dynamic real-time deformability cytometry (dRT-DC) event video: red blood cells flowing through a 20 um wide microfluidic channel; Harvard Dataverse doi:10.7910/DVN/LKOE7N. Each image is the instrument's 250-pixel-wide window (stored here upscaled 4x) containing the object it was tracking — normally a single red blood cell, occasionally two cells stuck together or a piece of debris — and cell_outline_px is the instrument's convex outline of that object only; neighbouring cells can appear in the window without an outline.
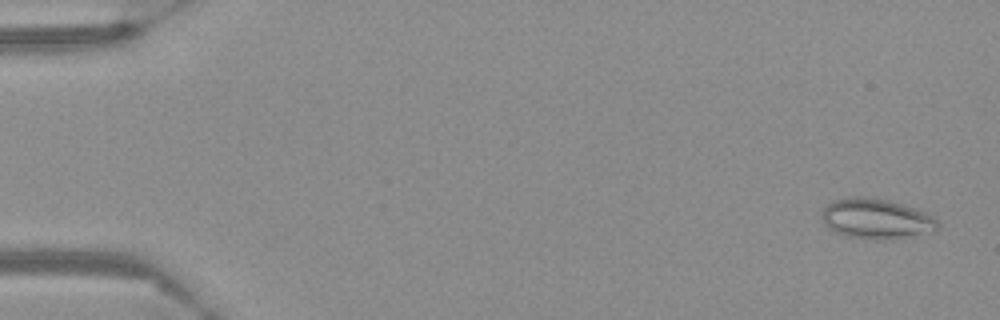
{"species": "Egyptian fruit bat (a non-hibernating species)", "species_latin": "Rousettus aegyptiacus", "temperature_condition": "warm", "stored_images_in_passage": 58, "camera_frame_rate_fps": 3000, "um_per_image_px": 0.085, "frame": {"image": 1, "passage_image": 3, "time_ms": 0.667, "image_size_px": [1000, 320], "cell_outline_px": [[940, 228], [936, 232], [884, 240], [876, 240], [848, 236], [836, 232], [828, 228], [824, 224], [820, 216], [824, 208], [832, 200], [848, 196], [864, 196], [884, 200], [900, 204], [924, 212], [932, 216], [940, 224]], "centroid_in_image_um": [74.47, 18.6], "position_along_channel_um": 10.5, "area_um2": 27.22}}
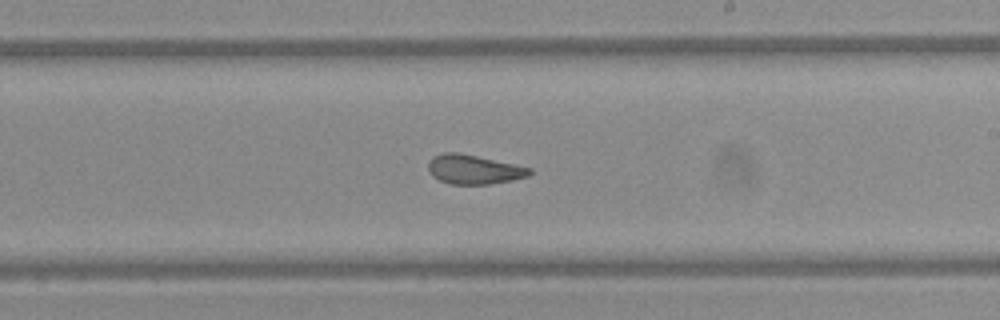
{"frame": {"image": 2, "passage_image": 35, "time_ms": 11.333, "image_size_px": [1000, 320], "cell_outline_px": [[532, 172], [528, 176], [512, 180], [488, 184], [452, 184], [440, 180], [432, 176], [428, 168], [428, 160], [432, 156], [444, 152], [460, 152], [532, 168]], "centroid_in_image_um": [40.25, 14.39], "position_along_channel_um": 248.8, "area_um2": 17.34}}
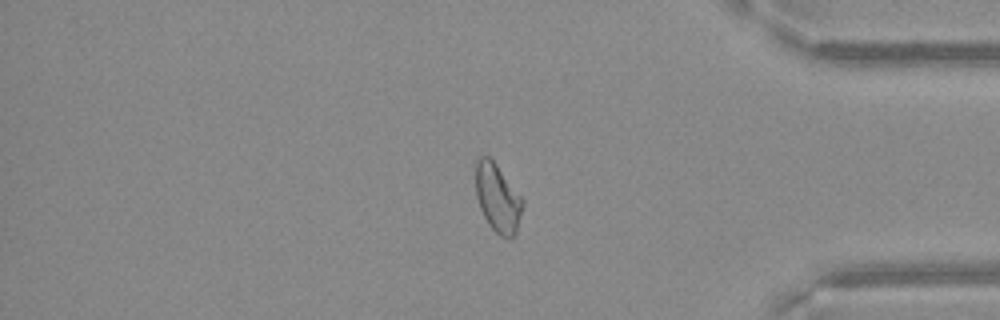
{"frame": {"image": 3, "passage_image": 49, "time_ms": 16.0, "image_size_px": [1000, 320], "cell_outline_px": [[524, 204], [516, 232], [508, 240], [500, 236], [488, 224], [480, 208], [476, 196], [476, 160], [480, 156], [488, 156], [496, 164], [524, 200]], "centroid_in_image_um": [42.3, 16.85], "position_along_channel_um": 392.9, "area_um2": 18.61}}